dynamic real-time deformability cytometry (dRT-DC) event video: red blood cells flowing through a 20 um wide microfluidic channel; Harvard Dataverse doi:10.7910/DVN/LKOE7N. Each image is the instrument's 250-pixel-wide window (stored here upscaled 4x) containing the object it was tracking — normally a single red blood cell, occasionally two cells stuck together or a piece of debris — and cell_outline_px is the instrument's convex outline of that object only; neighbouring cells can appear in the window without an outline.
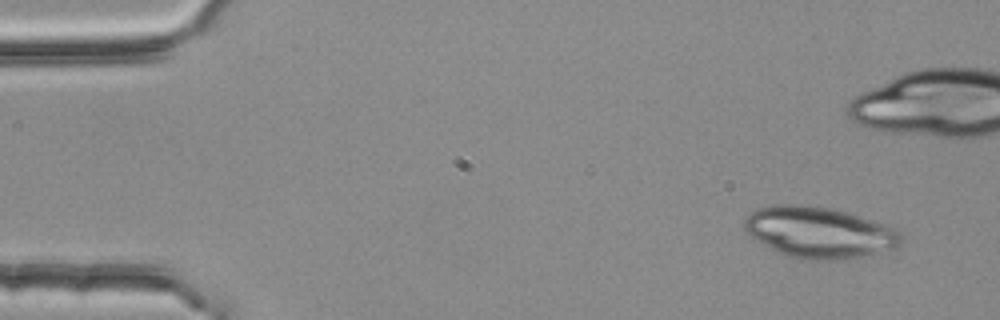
{"species": "common noctule bat (a hibernating species)", "species_latin": "Nyctalus noctula", "temperature_condition": "room temperature", "stored_images_in_passage": 3, "camera_frame_rate_fps": 3000, "um_per_image_px": 0.085, "animal": {"sex": "female", "body_mass_g": 25.1}, "frame": {"image": 1, "passage_image": 1, "time_ms": 0.0, "image_size_px": [1000, 320], "cell_outline_px": [[904, 240], [896, 248], [872, 256], [836, 260], [800, 260], [784, 256], [756, 240], [744, 228], [744, 220], [756, 208], [780, 204], [796, 204], [832, 208], [848, 212], [896, 228], [900, 232]], "centroid_in_image_um": [69.68, 19.78], "position_along_channel_um": 15.3, "area_um2": 47.34}}